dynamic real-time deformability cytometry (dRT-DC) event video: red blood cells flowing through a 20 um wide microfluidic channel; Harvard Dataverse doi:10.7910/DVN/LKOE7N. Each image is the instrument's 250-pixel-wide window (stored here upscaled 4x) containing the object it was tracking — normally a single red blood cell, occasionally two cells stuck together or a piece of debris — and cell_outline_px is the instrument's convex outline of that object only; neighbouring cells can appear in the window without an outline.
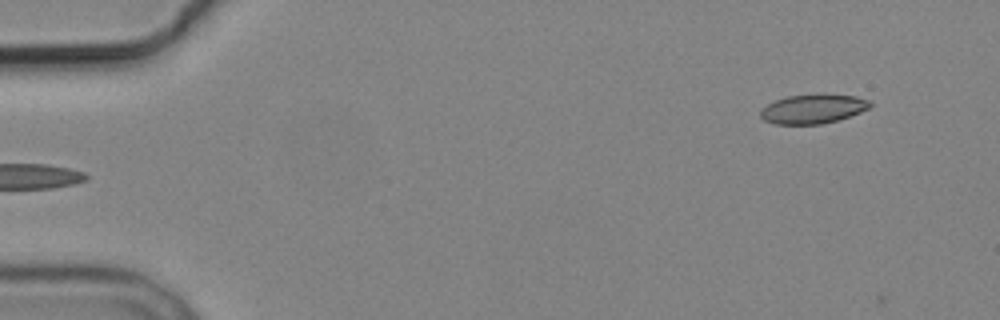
{"species": "common noctule bat (a hibernating species)", "species_latin": "Nyctalus noctula", "temperature_condition": "cold", "stored_images_in_passage": 2, "camera_frame_rate_fps": 3000, "um_per_image_px": 0.085, "animal": {"sex": "male", "body_mass_g": 19.2, "forearm_length_mm": 51.8}, "frame": {"image": 1, "passage_image": 2, "time_ms": 1.333, "image_size_px": [1000, 320], "cell_outline_px": [[872, 104], [868, 108], [860, 112], [836, 120], [820, 124], [776, 124], [764, 120], [760, 116], [760, 108], [776, 100], [788, 96], [820, 92], [824, 92], [856, 96], [868, 100]], "centroid_in_image_um": [69.09, 9.22], "position_along_channel_um": 15.9, "area_um2": 18.96}}